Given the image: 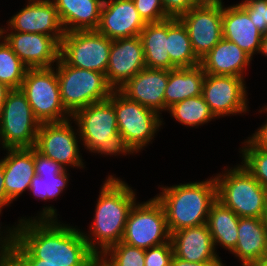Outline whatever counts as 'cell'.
Here are the masks:
<instances>
[{"label":"cell","instance_id":"cell-1","mask_svg":"<svg viewBox=\"0 0 267 266\" xmlns=\"http://www.w3.org/2000/svg\"><path fill=\"white\" fill-rule=\"evenodd\" d=\"M98 258L82 231L61 224L52 206H44L36 217L18 220L17 244L8 255V259H41L43 264L60 266H94Z\"/></svg>","mask_w":267,"mask_h":266},{"label":"cell","instance_id":"cell-2","mask_svg":"<svg viewBox=\"0 0 267 266\" xmlns=\"http://www.w3.org/2000/svg\"><path fill=\"white\" fill-rule=\"evenodd\" d=\"M126 182L109 175L101 187L89 235L82 232L89 248L99 257L122 240L136 193Z\"/></svg>","mask_w":267,"mask_h":266},{"label":"cell","instance_id":"cell-3","mask_svg":"<svg viewBox=\"0 0 267 266\" xmlns=\"http://www.w3.org/2000/svg\"><path fill=\"white\" fill-rule=\"evenodd\" d=\"M155 197L164 208L170 233L203 225L212 204L217 200L215 178L170 187H161Z\"/></svg>","mask_w":267,"mask_h":266},{"label":"cell","instance_id":"cell-4","mask_svg":"<svg viewBox=\"0 0 267 266\" xmlns=\"http://www.w3.org/2000/svg\"><path fill=\"white\" fill-rule=\"evenodd\" d=\"M72 119L78 126L82 145L89 152L111 156L134 154L118 131L113 91L108 99L77 110Z\"/></svg>","mask_w":267,"mask_h":266},{"label":"cell","instance_id":"cell-5","mask_svg":"<svg viewBox=\"0 0 267 266\" xmlns=\"http://www.w3.org/2000/svg\"><path fill=\"white\" fill-rule=\"evenodd\" d=\"M214 178L218 201L239 217L262 218L267 189L243 165L227 168Z\"/></svg>","mask_w":267,"mask_h":266},{"label":"cell","instance_id":"cell-6","mask_svg":"<svg viewBox=\"0 0 267 266\" xmlns=\"http://www.w3.org/2000/svg\"><path fill=\"white\" fill-rule=\"evenodd\" d=\"M55 66L61 101L71 115L90 104L108 99L114 90L103 73L70 66L61 58Z\"/></svg>","mask_w":267,"mask_h":266},{"label":"cell","instance_id":"cell-7","mask_svg":"<svg viewBox=\"0 0 267 266\" xmlns=\"http://www.w3.org/2000/svg\"><path fill=\"white\" fill-rule=\"evenodd\" d=\"M20 89L40 123L62 122L72 118L62 104L54 67L27 69Z\"/></svg>","mask_w":267,"mask_h":266},{"label":"cell","instance_id":"cell-8","mask_svg":"<svg viewBox=\"0 0 267 266\" xmlns=\"http://www.w3.org/2000/svg\"><path fill=\"white\" fill-rule=\"evenodd\" d=\"M166 215L163 206L154 196L146 202H135L125 224L121 242L148 249L170 241Z\"/></svg>","mask_w":267,"mask_h":266},{"label":"cell","instance_id":"cell-9","mask_svg":"<svg viewBox=\"0 0 267 266\" xmlns=\"http://www.w3.org/2000/svg\"><path fill=\"white\" fill-rule=\"evenodd\" d=\"M40 122L21 89H12L0 113V144L8 148L35 146Z\"/></svg>","mask_w":267,"mask_h":266},{"label":"cell","instance_id":"cell-10","mask_svg":"<svg viewBox=\"0 0 267 266\" xmlns=\"http://www.w3.org/2000/svg\"><path fill=\"white\" fill-rule=\"evenodd\" d=\"M113 106L119 133L134 153L140 152L155 138L163 122L161 115L129 100L119 90H113Z\"/></svg>","mask_w":267,"mask_h":266},{"label":"cell","instance_id":"cell-11","mask_svg":"<svg viewBox=\"0 0 267 266\" xmlns=\"http://www.w3.org/2000/svg\"><path fill=\"white\" fill-rule=\"evenodd\" d=\"M112 40L97 30L65 32L60 58L68 65L106 74Z\"/></svg>","mask_w":267,"mask_h":266},{"label":"cell","instance_id":"cell-12","mask_svg":"<svg viewBox=\"0 0 267 266\" xmlns=\"http://www.w3.org/2000/svg\"><path fill=\"white\" fill-rule=\"evenodd\" d=\"M70 121L40 123L34 148L65 169L66 166L84 168L78 147L79 131L75 132Z\"/></svg>","mask_w":267,"mask_h":266},{"label":"cell","instance_id":"cell-13","mask_svg":"<svg viewBox=\"0 0 267 266\" xmlns=\"http://www.w3.org/2000/svg\"><path fill=\"white\" fill-rule=\"evenodd\" d=\"M245 84L241 77L205 74L202 96L216 118L248 110Z\"/></svg>","mask_w":267,"mask_h":266},{"label":"cell","instance_id":"cell-14","mask_svg":"<svg viewBox=\"0 0 267 266\" xmlns=\"http://www.w3.org/2000/svg\"><path fill=\"white\" fill-rule=\"evenodd\" d=\"M201 60L222 38V5H197L178 18Z\"/></svg>","mask_w":267,"mask_h":266},{"label":"cell","instance_id":"cell-15","mask_svg":"<svg viewBox=\"0 0 267 266\" xmlns=\"http://www.w3.org/2000/svg\"><path fill=\"white\" fill-rule=\"evenodd\" d=\"M9 31V32H7ZM3 39L28 69L52 68L60 59V43L52 36L3 29Z\"/></svg>","mask_w":267,"mask_h":266},{"label":"cell","instance_id":"cell-16","mask_svg":"<svg viewBox=\"0 0 267 266\" xmlns=\"http://www.w3.org/2000/svg\"><path fill=\"white\" fill-rule=\"evenodd\" d=\"M7 23V28L12 31L45 34L54 37L59 43L65 35L52 0H28V4Z\"/></svg>","mask_w":267,"mask_h":266},{"label":"cell","instance_id":"cell-17","mask_svg":"<svg viewBox=\"0 0 267 266\" xmlns=\"http://www.w3.org/2000/svg\"><path fill=\"white\" fill-rule=\"evenodd\" d=\"M145 67L140 36L112 40L105 76L114 90H118Z\"/></svg>","mask_w":267,"mask_h":266},{"label":"cell","instance_id":"cell-18","mask_svg":"<svg viewBox=\"0 0 267 266\" xmlns=\"http://www.w3.org/2000/svg\"><path fill=\"white\" fill-rule=\"evenodd\" d=\"M146 23L133 0H104L96 29L111 40L140 36Z\"/></svg>","mask_w":267,"mask_h":266},{"label":"cell","instance_id":"cell-19","mask_svg":"<svg viewBox=\"0 0 267 266\" xmlns=\"http://www.w3.org/2000/svg\"><path fill=\"white\" fill-rule=\"evenodd\" d=\"M169 70L145 67L118 90L129 100L140 103L159 115L165 111V89Z\"/></svg>","mask_w":267,"mask_h":266},{"label":"cell","instance_id":"cell-20","mask_svg":"<svg viewBox=\"0 0 267 266\" xmlns=\"http://www.w3.org/2000/svg\"><path fill=\"white\" fill-rule=\"evenodd\" d=\"M173 255L189 262L221 261L207 224L183 228L171 234Z\"/></svg>","mask_w":267,"mask_h":266},{"label":"cell","instance_id":"cell-21","mask_svg":"<svg viewBox=\"0 0 267 266\" xmlns=\"http://www.w3.org/2000/svg\"><path fill=\"white\" fill-rule=\"evenodd\" d=\"M222 35L237 44L251 58L260 51L263 34L239 4L229 7L222 5Z\"/></svg>","mask_w":267,"mask_h":266},{"label":"cell","instance_id":"cell-22","mask_svg":"<svg viewBox=\"0 0 267 266\" xmlns=\"http://www.w3.org/2000/svg\"><path fill=\"white\" fill-rule=\"evenodd\" d=\"M0 161L4 168V185L7 197L13 202L26 190L35 174L34 147L8 148Z\"/></svg>","mask_w":267,"mask_h":266},{"label":"cell","instance_id":"cell-23","mask_svg":"<svg viewBox=\"0 0 267 266\" xmlns=\"http://www.w3.org/2000/svg\"><path fill=\"white\" fill-rule=\"evenodd\" d=\"M252 58L237 44L222 38L202 59L206 74L231 75L243 78Z\"/></svg>","mask_w":267,"mask_h":266},{"label":"cell","instance_id":"cell-24","mask_svg":"<svg viewBox=\"0 0 267 266\" xmlns=\"http://www.w3.org/2000/svg\"><path fill=\"white\" fill-rule=\"evenodd\" d=\"M238 239L231 251L242 266H255L267 252V226L262 218L240 217Z\"/></svg>","mask_w":267,"mask_h":266},{"label":"cell","instance_id":"cell-25","mask_svg":"<svg viewBox=\"0 0 267 266\" xmlns=\"http://www.w3.org/2000/svg\"><path fill=\"white\" fill-rule=\"evenodd\" d=\"M65 32L96 30L104 0H52Z\"/></svg>","mask_w":267,"mask_h":266},{"label":"cell","instance_id":"cell-26","mask_svg":"<svg viewBox=\"0 0 267 266\" xmlns=\"http://www.w3.org/2000/svg\"><path fill=\"white\" fill-rule=\"evenodd\" d=\"M147 68L172 70L168 54V19L157 23H146L140 32Z\"/></svg>","mask_w":267,"mask_h":266},{"label":"cell","instance_id":"cell-27","mask_svg":"<svg viewBox=\"0 0 267 266\" xmlns=\"http://www.w3.org/2000/svg\"><path fill=\"white\" fill-rule=\"evenodd\" d=\"M205 72L201 65L169 70L165 89V111L184 99L202 95Z\"/></svg>","mask_w":267,"mask_h":266},{"label":"cell","instance_id":"cell-28","mask_svg":"<svg viewBox=\"0 0 267 266\" xmlns=\"http://www.w3.org/2000/svg\"><path fill=\"white\" fill-rule=\"evenodd\" d=\"M239 218L234 211L220 201L216 200L212 204L206 224L210 230L215 250L217 245L230 252L235 248L238 239Z\"/></svg>","mask_w":267,"mask_h":266},{"label":"cell","instance_id":"cell-29","mask_svg":"<svg viewBox=\"0 0 267 266\" xmlns=\"http://www.w3.org/2000/svg\"><path fill=\"white\" fill-rule=\"evenodd\" d=\"M167 51L176 68H190L201 63L193 51L186 27L178 18H168Z\"/></svg>","mask_w":267,"mask_h":266},{"label":"cell","instance_id":"cell-30","mask_svg":"<svg viewBox=\"0 0 267 266\" xmlns=\"http://www.w3.org/2000/svg\"><path fill=\"white\" fill-rule=\"evenodd\" d=\"M172 118L186 126L198 127L216 119L202 95L173 104L168 110Z\"/></svg>","mask_w":267,"mask_h":266},{"label":"cell","instance_id":"cell-31","mask_svg":"<svg viewBox=\"0 0 267 266\" xmlns=\"http://www.w3.org/2000/svg\"><path fill=\"white\" fill-rule=\"evenodd\" d=\"M27 67L4 39L0 42V81L12 89H20Z\"/></svg>","mask_w":267,"mask_h":266},{"label":"cell","instance_id":"cell-32","mask_svg":"<svg viewBox=\"0 0 267 266\" xmlns=\"http://www.w3.org/2000/svg\"><path fill=\"white\" fill-rule=\"evenodd\" d=\"M242 144L244 146L240 147L241 164L267 189V150L258 147L249 137Z\"/></svg>","mask_w":267,"mask_h":266},{"label":"cell","instance_id":"cell-33","mask_svg":"<svg viewBox=\"0 0 267 266\" xmlns=\"http://www.w3.org/2000/svg\"><path fill=\"white\" fill-rule=\"evenodd\" d=\"M99 259L106 266H144L145 250L120 241L110 246Z\"/></svg>","mask_w":267,"mask_h":266},{"label":"cell","instance_id":"cell-34","mask_svg":"<svg viewBox=\"0 0 267 266\" xmlns=\"http://www.w3.org/2000/svg\"><path fill=\"white\" fill-rule=\"evenodd\" d=\"M67 169L57 176L35 175L29 187V191L41 200L56 199L66 188L68 182Z\"/></svg>","mask_w":267,"mask_h":266},{"label":"cell","instance_id":"cell-35","mask_svg":"<svg viewBox=\"0 0 267 266\" xmlns=\"http://www.w3.org/2000/svg\"><path fill=\"white\" fill-rule=\"evenodd\" d=\"M145 23H157L168 19L161 0H133Z\"/></svg>","mask_w":267,"mask_h":266},{"label":"cell","instance_id":"cell-36","mask_svg":"<svg viewBox=\"0 0 267 266\" xmlns=\"http://www.w3.org/2000/svg\"><path fill=\"white\" fill-rule=\"evenodd\" d=\"M264 35L267 34V0H244L238 3Z\"/></svg>","mask_w":267,"mask_h":266},{"label":"cell","instance_id":"cell-37","mask_svg":"<svg viewBox=\"0 0 267 266\" xmlns=\"http://www.w3.org/2000/svg\"><path fill=\"white\" fill-rule=\"evenodd\" d=\"M173 257L171 241L145 250L144 266H170Z\"/></svg>","mask_w":267,"mask_h":266},{"label":"cell","instance_id":"cell-38","mask_svg":"<svg viewBox=\"0 0 267 266\" xmlns=\"http://www.w3.org/2000/svg\"><path fill=\"white\" fill-rule=\"evenodd\" d=\"M35 174L38 176H57L65 168L53 159L42 155L34 148Z\"/></svg>","mask_w":267,"mask_h":266},{"label":"cell","instance_id":"cell-39","mask_svg":"<svg viewBox=\"0 0 267 266\" xmlns=\"http://www.w3.org/2000/svg\"><path fill=\"white\" fill-rule=\"evenodd\" d=\"M165 14L169 18H179L191 8L197 6L195 0H161Z\"/></svg>","mask_w":267,"mask_h":266},{"label":"cell","instance_id":"cell-40","mask_svg":"<svg viewBox=\"0 0 267 266\" xmlns=\"http://www.w3.org/2000/svg\"><path fill=\"white\" fill-rule=\"evenodd\" d=\"M2 209H0V214ZM13 227V228H12ZM7 227V231L4 232L0 230V250L8 257L11 253L12 249L17 244V237H18V224L16 226ZM2 227H0L1 229ZM2 233H6L2 234ZM2 235H5L4 237Z\"/></svg>","mask_w":267,"mask_h":266},{"label":"cell","instance_id":"cell-41","mask_svg":"<svg viewBox=\"0 0 267 266\" xmlns=\"http://www.w3.org/2000/svg\"><path fill=\"white\" fill-rule=\"evenodd\" d=\"M267 111V105L260 109V113ZM258 147L267 150V121L249 137Z\"/></svg>","mask_w":267,"mask_h":266},{"label":"cell","instance_id":"cell-42","mask_svg":"<svg viewBox=\"0 0 267 266\" xmlns=\"http://www.w3.org/2000/svg\"><path fill=\"white\" fill-rule=\"evenodd\" d=\"M170 266H225L222 261L189 262L173 255Z\"/></svg>","mask_w":267,"mask_h":266},{"label":"cell","instance_id":"cell-43","mask_svg":"<svg viewBox=\"0 0 267 266\" xmlns=\"http://www.w3.org/2000/svg\"><path fill=\"white\" fill-rule=\"evenodd\" d=\"M8 266H60L53 264H43L41 259H8Z\"/></svg>","mask_w":267,"mask_h":266},{"label":"cell","instance_id":"cell-44","mask_svg":"<svg viewBox=\"0 0 267 266\" xmlns=\"http://www.w3.org/2000/svg\"><path fill=\"white\" fill-rule=\"evenodd\" d=\"M12 201L7 197L4 185V168L0 161V209L4 206H8Z\"/></svg>","mask_w":267,"mask_h":266},{"label":"cell","instance_id":"cell-45","mask_svg":"<svg viewBox=\"0 0 267 266\" xmlns=\"http://www.w3.org/2000/svg\"><path fill=\"white\" fill-rule=\"evenodd\" d=\"M12 90L7 84L0 81V113L3 109L4 102L7 99L9 92Z\"/></svg>","mask_w":267,"mask_h":266},{"label":"cell","instance_id":"cell-46","mask_svg":"<svg viewBox=\"0 0 267 266\" xmlns=\"http://www.w3.org/2000/svg\"><path fill=\"white\" fill-rule=\"evenodd\" d=\"M197 5H223L222 0H195Z\"/></svg>","mask_w":267,"mask_h":266},{"label":"cell","instance_id":"cell-47","mask_svg":"<svg viewBox=\"0 0 267 266\" xmlns=\"http://www.w3.org/2000/svg\"><path fill=\"white\" fill-rule=\"evenodd\" d=\"M259 53L267 56V34H264L261 40V47Z\"/></svg>","mask_w":267,"mask_h":266},{"label":"cell","instance_id":"cell-48","mask_svg":"<svg viewBox=\"0 0 267 266\" xmlns=\"http://www.w3.org/2000/svg\"><path fill=\"white\" fill-rule=\"evenodd\" d=\"M8 257L0 250V266H8Z\"/></svg>","mask_w":267,"mask_h":266},{"label":"cell","instance_id":"cell-49","mask_svg":"<svg viewBox=\"0 0 267 266\" xmlns=\"http://www.w3.org/2000/svg\"><path fill=\"white\" fill-rule=\"evenodd\" d=\"M255 266H267V252L262 256L261 260Z\"/></svg>","mask_w":267,"mask_h":266},{"label":"cell","instance_id":"cell-50","mask_svg":"<svg viewBox=\"0 0 267 266\" xmlns=\"http://www.w3.org/2000/svg\"><path fill=\"white\" fill-rule=\"evenodd\" d=\"M262 221L267 226V198H266V203H265V207H264V212L262 215Z\"/></svg>","mask_w":267,"mask_h":266},{"label":"cell","instance_id":"cell-51","mask_svg":"<svg viewBox=\"0 0 267 266\" xmlns=\"http://www.w3.org/2000/svg\"><path fill=\"white\" fill-rule=\"evenodd\" d=\"M94 266H106L99 258L95 261Z\"/></svg>","mask_w":267,"mask_h":266},{"label":"cell","instance_id":"cell-52","mask_svg":"<svg viewBox=\"0 0 267 266\" xmlns=\"http://www.w3.org/2000/svg\"><path fill=\"white\" fill-rule=\"evenodd\" d=\"M3 29H4V28L0 27V40L3 39Z\"/></svg>","mask_w":267,"mask_h":266}]
</instances>
